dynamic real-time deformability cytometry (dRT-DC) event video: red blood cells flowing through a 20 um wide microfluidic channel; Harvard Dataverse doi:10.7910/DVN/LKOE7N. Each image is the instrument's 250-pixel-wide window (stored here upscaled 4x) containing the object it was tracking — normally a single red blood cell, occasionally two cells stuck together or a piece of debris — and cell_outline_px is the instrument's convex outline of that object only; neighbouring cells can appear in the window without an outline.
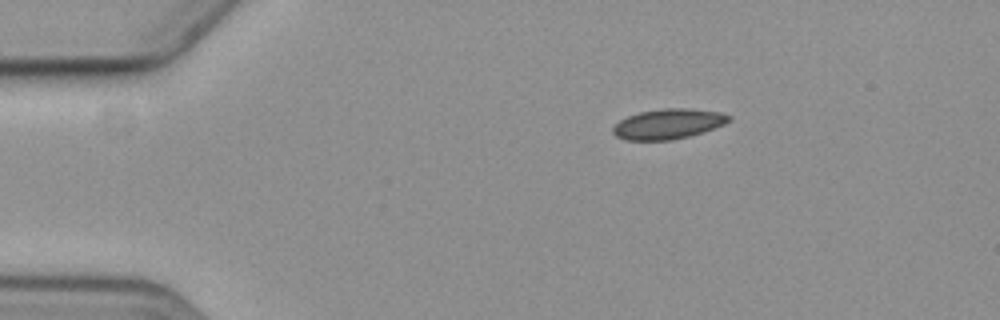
{"species": "common noctule bat (a hibernating species)", "species_latin": "Nyctalus noctula", "temperature_condition": "cold", "stored_images_in_passage": 3, "camera_frame_rate_fps": 3000, "um_per_image_px": 0.085, "animal": {"sex": "female", "body_mass_g": 19.3, "forearm_length_mm": 54.1}, "frame": {"image": 1, "passage_image": 1, "time_ms": 0.0, "image_size_px": [1000, 320], "cell_outline_px": [[732, 120], [724, 124], [704, 132], [672, 140], [624, 140], [616, 136], [612, 132], [612, 128], [620, 120], [628, 116], [640, 112], [660, 108], [688, 108], [720, 112], [732, 116]], "centroid_in_image_um": [56.81, 10.53], "position_along_channel_um": 28.2, "area_um2": 20.46}}